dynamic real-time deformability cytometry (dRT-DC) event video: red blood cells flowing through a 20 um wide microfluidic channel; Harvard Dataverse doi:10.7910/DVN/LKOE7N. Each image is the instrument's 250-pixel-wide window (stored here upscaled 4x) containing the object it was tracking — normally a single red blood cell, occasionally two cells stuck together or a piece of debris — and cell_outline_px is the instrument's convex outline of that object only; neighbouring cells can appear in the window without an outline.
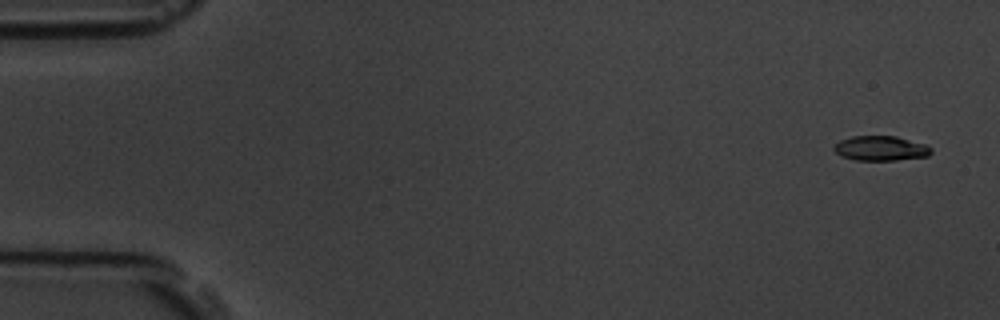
{"species": "common noctule bat (a hibernating species)", "species_latin": "Nyctalus noctula", "temperature_condition": "room temperature", "stored_images_in_passage": 5, "camera_frame_rate_fps": 3000, "um_per_image_px": 0.085, "animal": {"sex": "male", "body_mass_g": 19.5, "forearm_length_mm": 54.6}, "frame": {"image": 1, "passage_image": 1, "time_ms": 0.0, "image_size_px": [1000, 320], "cell_outline_px": [[932, 152], [928, 156], [896, 160], [856, 160], [840, 156], [832, 148], [840, 140], [852, 136], [896, 136], [928, 144], [932, 148]], "centroid_in_image_um": [74.89, 12.6], "position_along_channel_um": 10.1, "area_um2": 14.16}}
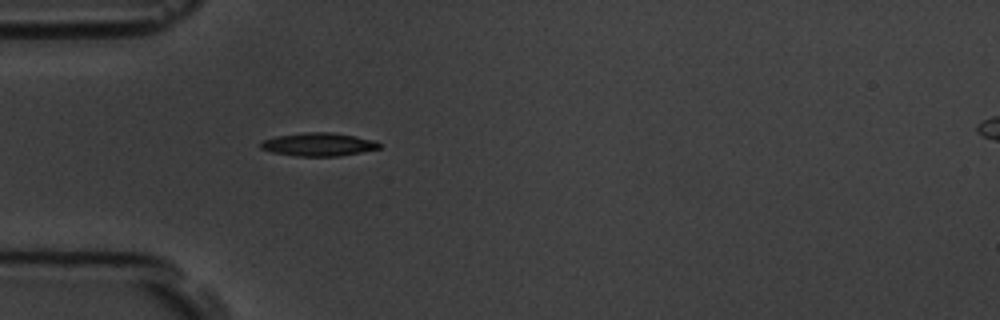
{"frame": {"image": 2, "passage_image": 5, "time_ms": 4.667, "image_size_px": [1000, 320], "cell_outline_px": [[380, 148], [340, 156], [296, 156], [272, 152], [260, 148], [260, 144], [264, 140], [276, 136], [304, 132], [332, 132], [356, 136], [376, 140], [380, 144]], "centroid_in_image_um": [27.08, 12.27], "position_along_channel_um": 57.9, "area_um2": 16.07}}